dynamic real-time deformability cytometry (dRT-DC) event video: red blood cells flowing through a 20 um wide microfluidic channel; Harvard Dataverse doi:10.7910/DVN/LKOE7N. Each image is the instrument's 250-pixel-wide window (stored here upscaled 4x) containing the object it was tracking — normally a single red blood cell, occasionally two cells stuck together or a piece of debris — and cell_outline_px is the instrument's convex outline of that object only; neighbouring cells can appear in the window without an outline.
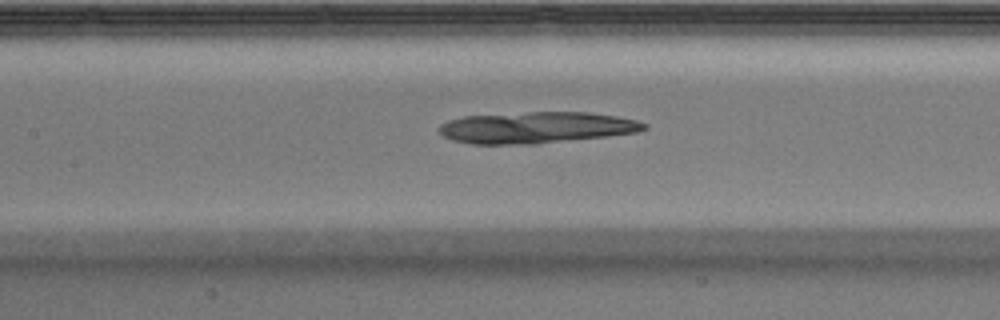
{"species": "Egyptian fruit bat (a non-hibernating species)", "species_latin": "Rousettus aegyptiacus", "temperature_condition": "warm", "stored_images_in_passage": 35, "camera_frame_rate_fps": 3000, "um_per_image_px": 0.085, "animal": {"sex": "male"}, "frame": {"image": 1, "passage_image": 8, "time_ms": 2.333, "image_size_px": [1000, 320], "cell_outline_px": [[648, 128], [636, 132], [608, 136], [536, 144], [472, 144], [452, 140], [444, 136], [436, 128], [440, 124], [448, 120], [464, 116], [532, 112], [588, 112], [636, 120], [648, 124]], "centroid_in_image_um": [45.56, 10.85], "position_along_channel_um": 161.8, "area_um2": 37.45}}
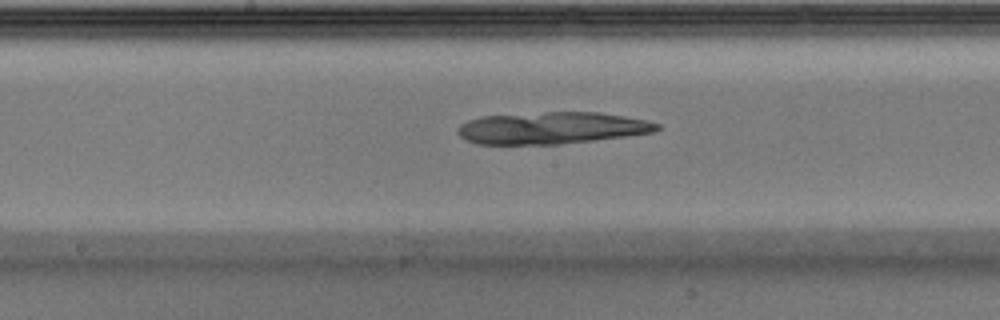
{"frame": {"image": 2, "passage_image": 11, "time_ms": 3.333, "image_size_px": [1000, 320], "cell_outline_px": [[660, 128], [656, 132], [560, 144], [476, 144], [460, 136], [456, 132], [456, 128], [460, 124], [468, 120], [484, 116], [548, 112], [596, 112], [624, 116], [648, 120], [660, 124]], "centroid_in_image_um": [46.9, 10.88], "position_along_channel_um": 201.3, "area_um2": 36.93}}